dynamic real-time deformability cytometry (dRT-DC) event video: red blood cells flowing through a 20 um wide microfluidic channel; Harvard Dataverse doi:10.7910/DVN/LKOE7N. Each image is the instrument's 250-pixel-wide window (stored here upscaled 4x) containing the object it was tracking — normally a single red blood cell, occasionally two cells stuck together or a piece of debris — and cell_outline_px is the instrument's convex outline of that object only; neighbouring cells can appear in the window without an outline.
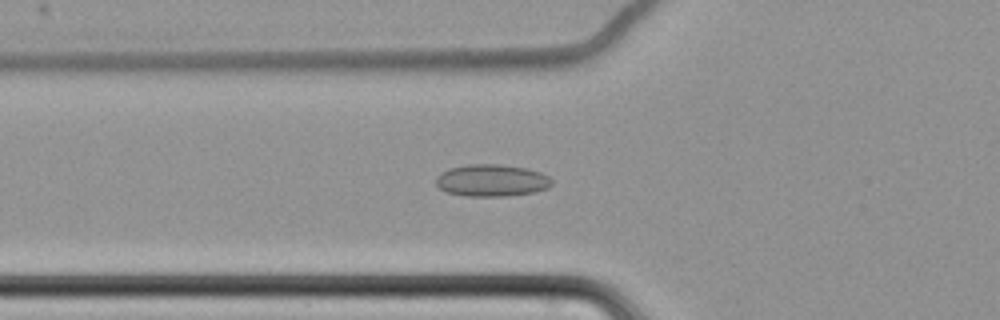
{"species": "common noctule bat (a hibernating species)", "species_latin": "Nyctalus noctula", "temperature_condition": "cold", "stored_images_in_passage": 59, "camera_frame_rate_fps": 3000, "um_per_image_px": 0.085, "animal": {"sex": "female", "body_mass_g": 22.7, "forearm_length_mm": 54.2}, "frame": {"image": 1, "passage_image": 21, "time_ms": 6.667, "image_size_px": [1000, 320], "cell_outline_px": [[552, 184], [548, 188], [536, 192], [504, 196], [464, 196], [448, 192], [440, 188], [436, 184], [436, 176], [440, 172], [448, 168], [468, 164], [500, 164], [528, 168], [540, 172], [548, 176], [552, 180]], "centroid_in_image_um": [41.79, 15.33], "position_along_channel_um": 84.0, "area_um2": 21.85}}
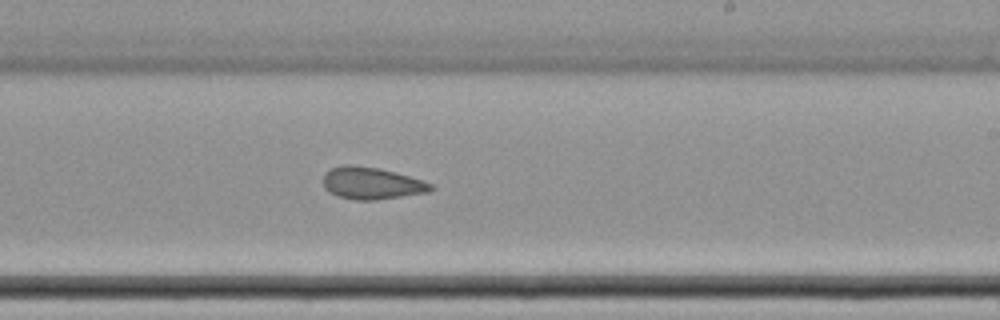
{"frame": {"image": 2, "passage_image": 36, "time_ms": 11.667, "image_size_px": [1000, 320], "cell_outline_px": [[432, 188], [428, 192], [376, 200], [356, 200], [336, 196], [328, 192], [324, 188], [324, 172], [332, 168], [344, 164], [348, 164], [380, 168], [408, 176], [432, 184]], "centroid_in_image_um": [31.52, 15.57], "position_along_channel_um": 257.5, "area_um2": 20.0}}
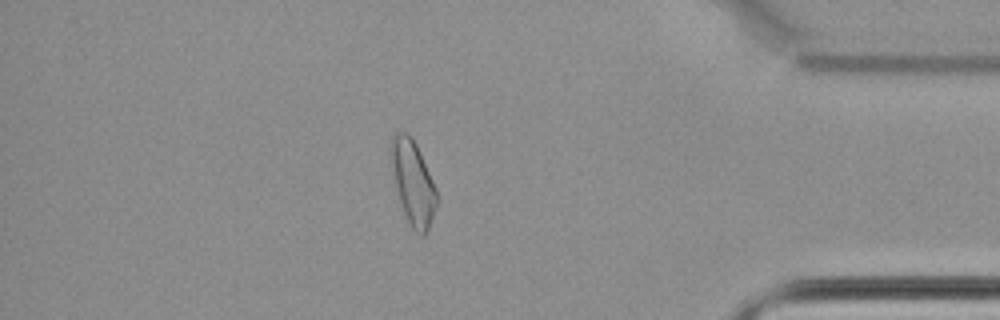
{"frame": {"image": 3, "passage_image": 51, "time_ms": 16.667, "image_size_px": [1000, 320], "cell_outline_px": [[436, 208], [428, 228], [424, 236], [420, 236], [408, 224], [396, 188], [388, 152], [388, 148], [392, 136], [396, 132], [408, 132], [412, 136], [420, 152], [436, 188]], "centroid_in_image_um": [35.07, 15.47], "position_along_channel_um": 400.1, "area_um2": 22.48}, "authors_computed_cell_mechanics": {"area_um2": 21.2704, "velocity_mm_per_s": 3.4822, "shape_relaxation_time_tau1_ms": null, "shape_relaxation_time_tau2_ms": 4.346, "deformation_change_tau1": null, "deformation_change_tau2": 0.1036}}